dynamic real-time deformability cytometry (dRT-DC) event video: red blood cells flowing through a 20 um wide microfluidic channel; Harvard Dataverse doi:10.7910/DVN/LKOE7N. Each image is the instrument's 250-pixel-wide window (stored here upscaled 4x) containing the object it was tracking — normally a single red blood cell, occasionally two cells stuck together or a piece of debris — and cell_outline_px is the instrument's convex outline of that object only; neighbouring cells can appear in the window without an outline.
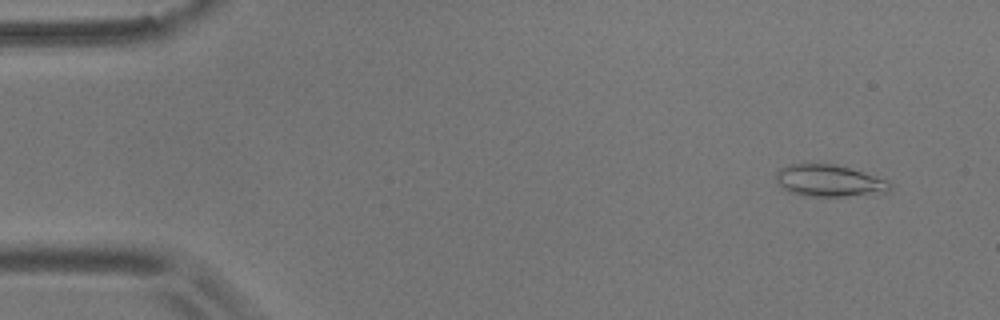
{"species": "common noctule bat (a hibernating species)", "species_latin": "Nyctalus noctula", "temperature_condition": "room temperature", "stored_images_in_passage": 55, "camera_frame_rate_fps": 3000, "um_per_image_px": 0.085, "animal": {"sex": "male", "body_mass_g": 17.9}, "frame": {"image": 1, "passage_image": 4, "time_ms": 1.0, "image_size_px": [1000, 320], "cell_outline_px": [[892, 188], [888, 192], [844, 196], [804, 196], [788, 192], [776, 180], [776, 172], [780, 168], [788, 164], [832, 164], [848, 168], [888, 180], [892, 184]], "centroid_in_image_um": [70.47, 15.37], "position_along_channel_um": 14.5, "area_um2": 20.98}}
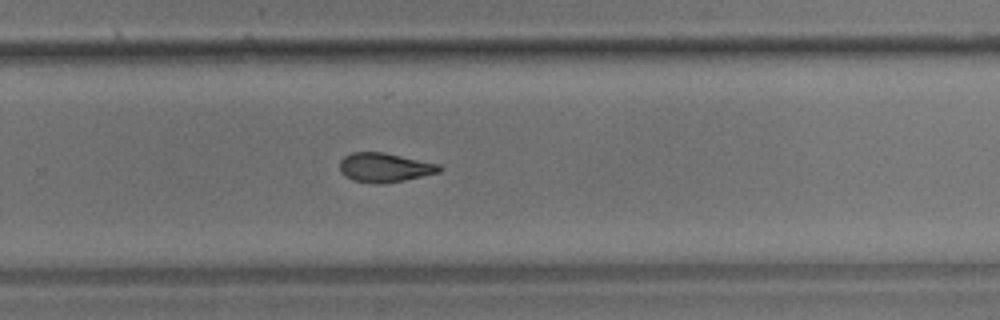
{"frame": {"image": 2, "passage_image": 36, "time_ms": 11.667, "image_size_px": [1000, 320], "cell_outline_px": [[444, 168], [440, 172], [404, 180], [380, 184], [376, 184], [352, 180], [344, 176], [340, 172], [340, 160], [344, 156], [352, 152], [384, 152], [440, 164]], "centroid_in_image_um": [32.69, 14.24], "position_along_channel_um": 297.1, "area_um2": 17.11}}
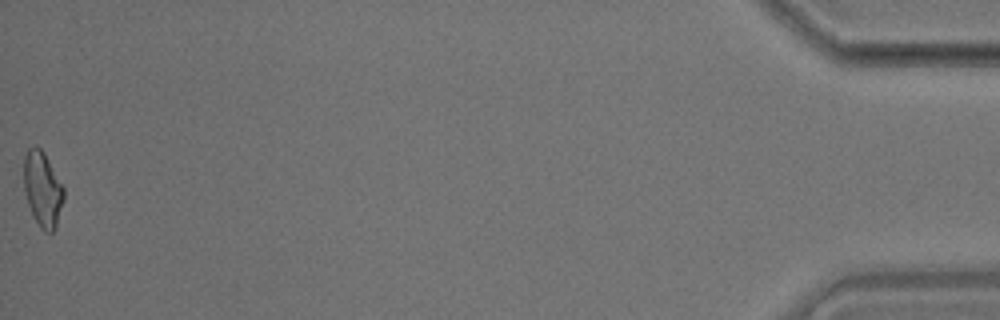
{"frame": {"image": 3, "passage_image": 55, "time_ms": 18.0, "image_size_px": [1000, 320], "cell_outline_px": [[64, 200], [56, 228], [52, 232], [44, 232], [40, 228], [32, 216], [24, 192], [24, 156], [28, 148], [36, 144], [44, 152], [64, 188]], "centroid_in_image_um": [3.61, 16.09], "position_along_channel_um": 431.6, "area_um2": 17.74}, "authors_computed_cell_mechanics": {"area_um2": 17.5134, "velocity_mm_per_s": 3.6495, "shape_relaxation_time_tau1_ms": 6.609, "shape_relaxation_time_tau2_ms": 5.5127, "deformation_change_tau1": 0.176, "deformation_change_tau2": 0.1316}}